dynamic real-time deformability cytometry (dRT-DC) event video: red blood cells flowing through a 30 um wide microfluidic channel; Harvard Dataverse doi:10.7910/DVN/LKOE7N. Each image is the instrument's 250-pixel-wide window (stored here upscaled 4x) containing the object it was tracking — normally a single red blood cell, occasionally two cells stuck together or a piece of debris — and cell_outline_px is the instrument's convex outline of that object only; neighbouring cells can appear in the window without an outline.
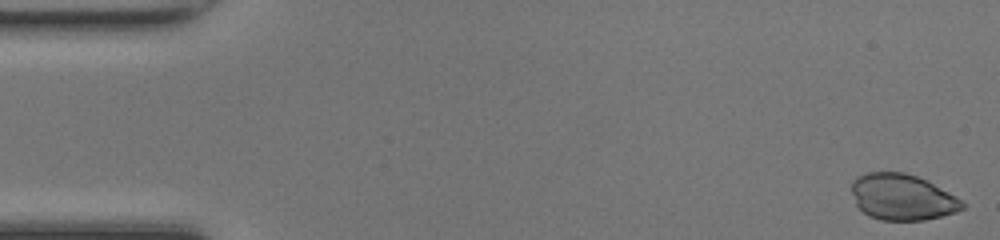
{"species": "common noctule bat (a hibernating species)", "species_latin": "Nyctalus noctula", "temperature_condition": "room temperature", "stored_images_in_passage": 48, "camera_frame_rate_fps": 3000, "um_per_image_px": 0.085, "animal": {"sex": "female", "body_mass_g": 17.0, "forearm_length_mm": 48.0}, "frame": {"image": 1, "passage_image": 1, "time_ms": 0.0, "image_size_px": [1000, 240], "cell_outline_px": [[964, 208], [956, 212], [924, 220], [880, 220], [868, 216], [856, 204], [852, 192], [852, 180], [856, 176], [868, 172], [904, 172], [916, 176], [948, 192], [960, 200], [964, 204]], "centroid_in_image_um": [76.64, 16.75], "position_along_channel_um": 8.4, "area_um2": 29.42}}
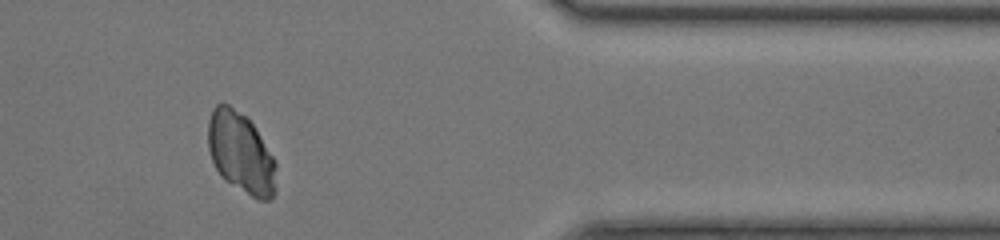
{"frame": {"image": 2, "passage_image": 40, "time_ms": 13.0, "image_size_px": [1000, 240], "cell_outline_px": [[276, 192], [268, 200], [260, 200], [252, 196], [224, 180], [220, 176], [212, 160], [208, 148], [208, 120], [212, 108], [216, 104], [228, 104], [244, 116], [256, 128], [272, 156], [276, 164]], "centroid_in_image_um": [20.46, 13.0], "position_along_channel_um": 390.9, "area_um2": 31.96}}
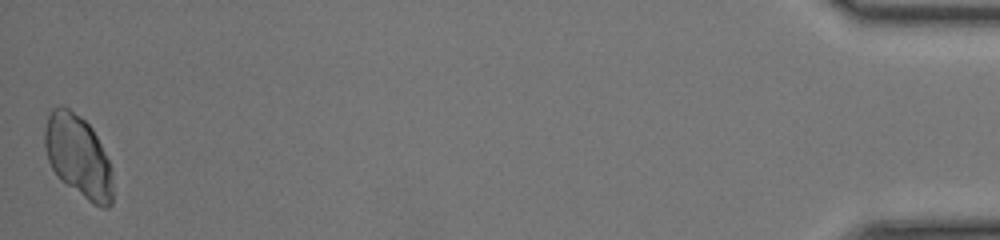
{"frame": {"image": 3, "passage_image": 48, "time_ms": 15.667, "image_size_px": [1000, 240], "cell_outline_px": [[112, 204], [108, 208], [100, 208], [88, 200], [60, 180], [52, 168], [48, 160], [44, 144], [44, 128], [48, 116], [52, 108], [68, 108], [80, 116], [92, 128], [108, 160], [112, 180]], "centroid_in_image_um": [6.63, 13.3], "position_along_channel_um": 428.6, "area_um2": 32.19}}